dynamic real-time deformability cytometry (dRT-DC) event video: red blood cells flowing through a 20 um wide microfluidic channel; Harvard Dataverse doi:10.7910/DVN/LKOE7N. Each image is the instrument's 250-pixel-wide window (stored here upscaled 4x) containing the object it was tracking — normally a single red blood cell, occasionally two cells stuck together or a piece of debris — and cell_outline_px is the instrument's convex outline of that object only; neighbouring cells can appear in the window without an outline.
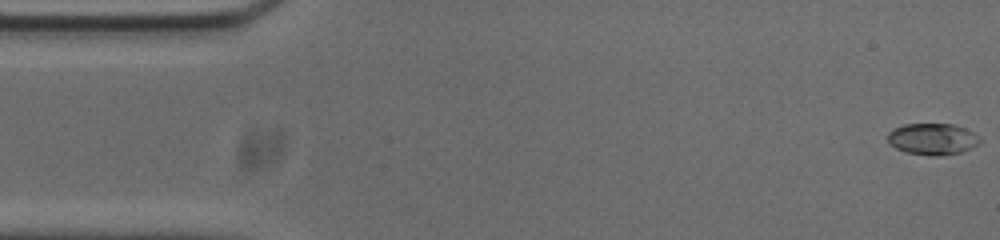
{"species": "common noctule bat (a hibernating species)", "species_latin": "Nyctalus noctula", "temperature_condition": "cold", "stored_images_in_passage": 46, "camera_frame_rate_fps": 3000, "um_per_image_px": 0.085, "animal": {"sex": "male", "body_mass_g": 20.0, "forearm_length_mm": 53.3}, "frame": {"image": 1, "passage_image": 1, "time_ms": 0.0, "image_size_px": [1000, 240], "cell_outline_px": [[980, 144], [972, 148], [960, 152], [936, 156], [932, 156], [908, 152], [896, 148], [888, 144], [888, 132], [892, 128], [904, 124], [952, 124], [964, 128], [972, 132], [980, 140]], "centroid_in_image_um": [79.23, 11.81], "position_along_channel_um": 5.8, "area_um2": 16.82}}
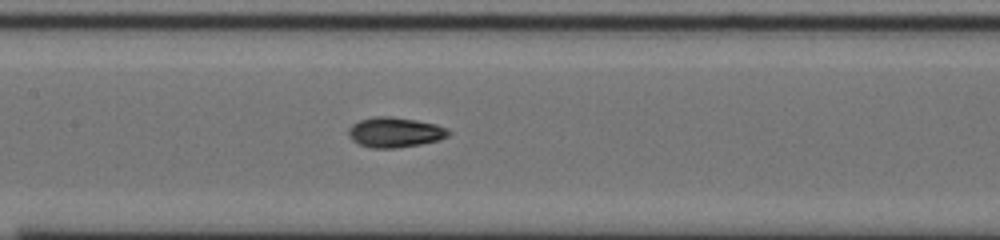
{"frame": {"image": 2, "passage_image": 24, "time_ms": 7.667, "image_size_px": [1000, 240], "cell_outline_px": [[452, 132], [448, 136], [440, 140], [420, 144], [396, 148], [372, 148], [360, 144], [352, 140], [348, 136], [348, 128], [352, 124], [360, 120], [376, 116], [392, 116], [416, 120], [436, 124], [448, 128]], "centroid_in_image_um": [33.59, 11.24], "position_along_channel_um": 173.8, "area_um2": 17.69}}
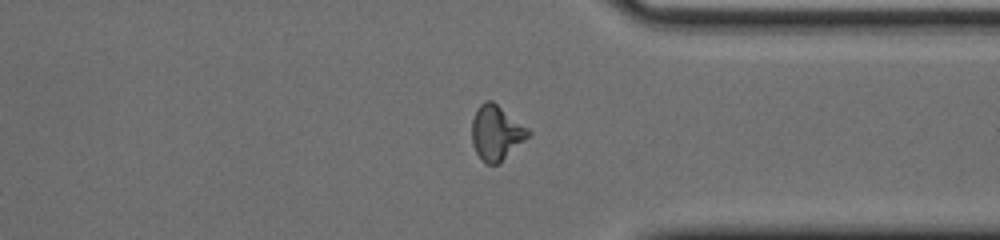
{"frame": {"image": 3, "passage_image": 40, "time_ms": 13.0, "image_size_px": [1000, 240], "cell_outline_px": [[532, 132], [500, 164], [488, 164], [476, 152], [472, 144], [472, 120], [476, 108], [484, 100], [492, 100], [528, 128]], "centroid_in_image_um": [42.17, 11.26], "position_along_channel_um": 369.2, "area_um2": 17.92}, "authors_computed_cell_mechanics": {"area_um2": 16.9643, "velocity_mm_per_s": 3.7658, "shape_relaxation_time_tau1_ms": 4.3483, "shape_relaxation_time_tau2_ms": 2.9903, "deformation_change_tau1": 0.1861, "deformation_change_tau2": 0.0581}}